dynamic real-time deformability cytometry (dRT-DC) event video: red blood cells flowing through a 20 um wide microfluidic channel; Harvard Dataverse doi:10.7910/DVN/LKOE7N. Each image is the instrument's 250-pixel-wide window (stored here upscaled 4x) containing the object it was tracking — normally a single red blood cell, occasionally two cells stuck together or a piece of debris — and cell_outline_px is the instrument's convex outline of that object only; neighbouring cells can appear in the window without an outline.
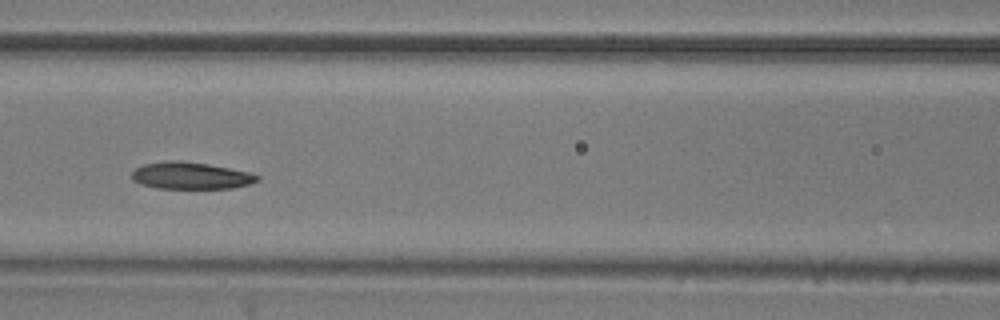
{"species": "common noctule bat (a hibernating species)", "species_latin": "Nyctalus noctula", "temperature_condition": "room temperature", "stored_images_in_passage": 9, "camera_frame_rate_fps": 3000, "um_per_image_px": 0.085, "animal": {"sex": "male", "body_mass_g": 20.5, "forearm_length_mm": 52.5}, "frame": {"image": 1, "passage_image": 6, "time_ms": 1.667, "image_size_px": [1000, 320], "cell_outline_px": [[260, 180], [248, 184], [232, 188], [156, 188], [132, 180], [132, 172], [136, 168], [144, 164], [168, 160], [180, 160], [208, 164], [248, 172], [260, 176]], "centroid_in_image_um": [16.21, 14.92], "position_along_channel_um": 150.4, "area_um2": 19.54}}
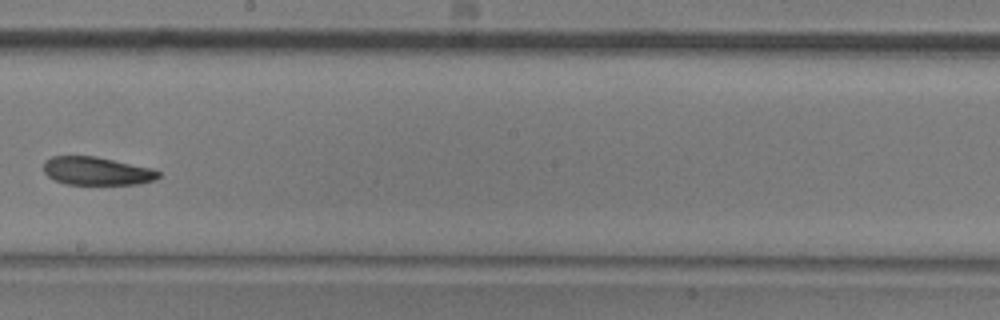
{"frame": {"image": 2, "passage_image": 8, "time_ms": 2.333, "image_size_px": [1000, 320], "cell_outline_px": [[160, 176], [156, 180], [140, 184], [64, 184], [48, 176], [44, 172], [44, 160], [52, 156], [96, 156], [152, 168], [160, 172]], "centroid_in_image_um": [8.24, 14.53], "position_along_channel_um": 240.0, "area_um2": 18.96}}
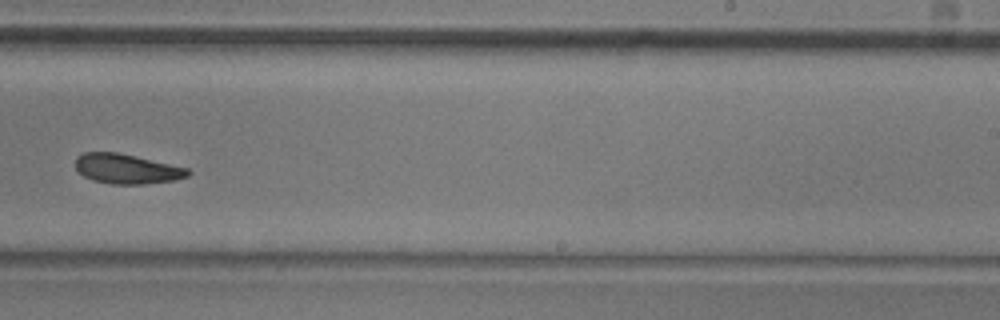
{"frame": {"image": 3, "passage_image": 9, "time_ms": 2.667, "image_size_px": [1000, 320], "cell_outline_px": [[192, 172], [188, 176], [172, 180], [144, 184], [112, 184], [92, 180], [84, 176], [76, 168], [76, 156], [84, 152], [116, 152], [136, 156], [188, 168]], "centroid_in_image_um": [10.77, 14.35], "position_along_channel_um": 278.2, "area_um2": 19.42}}